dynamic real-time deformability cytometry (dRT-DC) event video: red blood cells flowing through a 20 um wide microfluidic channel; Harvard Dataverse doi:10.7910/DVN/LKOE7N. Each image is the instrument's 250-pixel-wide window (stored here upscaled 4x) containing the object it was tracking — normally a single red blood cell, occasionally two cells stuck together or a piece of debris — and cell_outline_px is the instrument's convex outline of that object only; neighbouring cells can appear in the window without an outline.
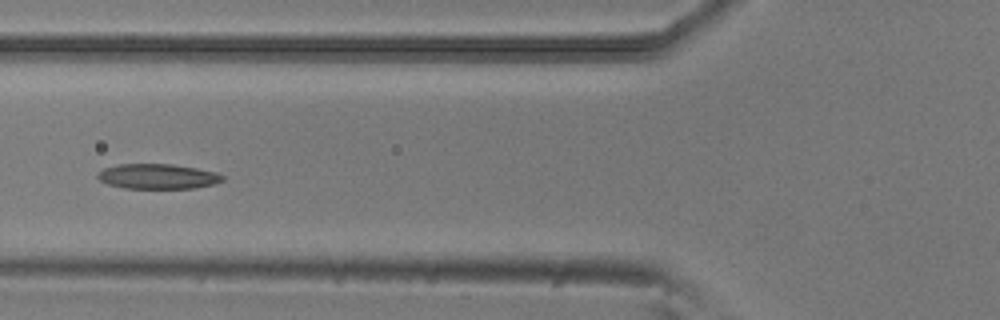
{"species": "common noctule bat (a hibernating species)", "species_latin": "Nyctalus noctula", "temperature_condition": "room temperature", "stored_images_in_passage": 6, "camera_frame_rate_fps": 3000, "um_per_image_px": 0.085, "animal": {"sex": "male", "body_mass_g": 20.5, "forearm_length_mm": 52.5}, "frame": {"image": 1, "passage_image": 6, "time_ms": 1.667, "image_size_px": [1000, 320], "cell_outline_px": [[224, 180], [212, 184], [196, 188], [124, 188], [108, 184], [100, 180], [96, 176], [96, 172], [104, 168], [120, 164], [172, 164], [196, 168], [216, 172], [224, 176]], "centroid_in_image_um": [13.39, 14.99], "position_along_channel_um": 112.4, "area_um2": 18.21}}